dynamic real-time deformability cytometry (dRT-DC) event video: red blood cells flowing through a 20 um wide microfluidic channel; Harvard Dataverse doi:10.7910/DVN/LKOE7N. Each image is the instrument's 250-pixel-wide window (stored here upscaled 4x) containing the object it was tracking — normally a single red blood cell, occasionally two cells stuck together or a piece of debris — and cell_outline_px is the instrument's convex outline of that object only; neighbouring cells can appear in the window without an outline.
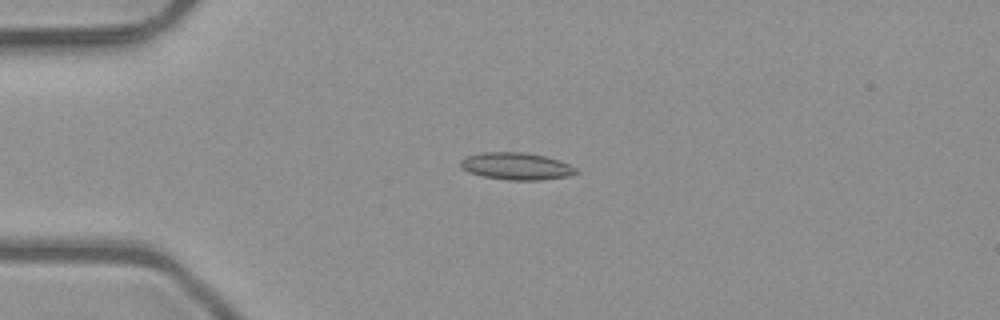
{"species": "common noctule bat (a hibernating species)", "species_latin": "Nyctalus noctula", "temperature_condition": "room temperature", "stored_images_in_passage": 4, "camera_frame_rate_fps": 3000, "um_per_image_px": 0.085, "animal": {"sex": "male", "body_mass_g": 23.1, "forearm_length_mm": 52.7}, "frame": {"image": 1, "passage_image": 2, "time_ms": 0.333, "image_size_px": [1000, 320], "cell_outline_px": [[580, 172], [568, 176], [540, 180], [508, 180], [484, 176], [468, 172], [460, 164], [460, 160], [468, 156], [484, 152], [524, 152], [544, 156], [560, 160], [576, 168]], "centroid_in_image_um": [43.92, 14.12], "position_along_channel_um": 41.1, "area_um2": 18.15}}
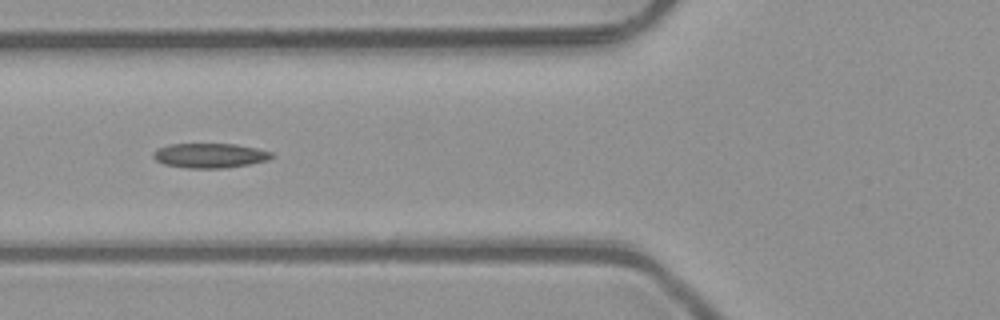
{"frame": {"image": 2, "passage_image": 4, "time_ms": 1.0, "image_size_px": [1000, 320], "cell_outline_px": [[272, 156], [268, 160], [248, 164], [224, 168], [188, 168], [164, 164], [156, 160], [152, 156], [152, 152], [168, 144], [236, 144], [256, 148], [272, 152]], "centroid_in_image_um": [17.82, 13.22], "position_along_channel_um": 108.0, "area_um2": 16.88}}